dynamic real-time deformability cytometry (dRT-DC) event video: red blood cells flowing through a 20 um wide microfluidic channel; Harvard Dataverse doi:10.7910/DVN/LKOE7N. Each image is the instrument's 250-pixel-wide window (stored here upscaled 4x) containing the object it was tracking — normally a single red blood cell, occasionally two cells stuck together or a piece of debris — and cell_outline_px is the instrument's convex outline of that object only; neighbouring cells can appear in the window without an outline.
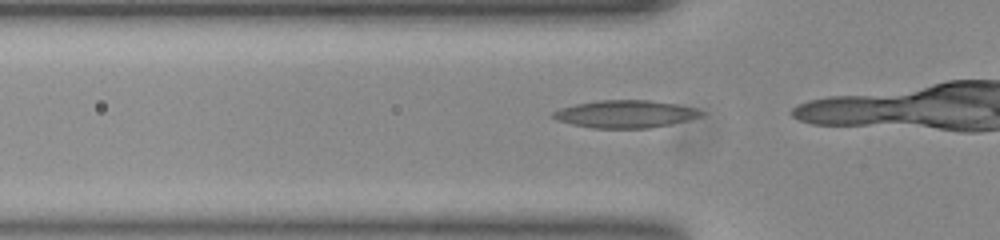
{"species": "common noctule bat (a hibernating species)", "species_latin": "Nyctalus noctula", "temperature_condition": "room temperature", "stored_images_in_passage": 6, "camera_frame_rate_fps": 3000, "um_per_image_px": 0.085, "animal": {"sex": "female", "body_mass_g": 23.0, "forearm_length_mm": 53.4}, "frame": {"image": 1, "passage_image": 4, "time_ms": 1.0, "image_size_px": [1000, 240], "cell_outline_px": [[704, 112], [700, 116], [688, 120], [648, 128], [592, 128], [572, 124], [556, 120], [552, 116], [552, 112], [560, 108], [576, 104], [596, 100], [648, 100], [676, 104], [696, 108]], "centroid_in_image_um": [53.12, 9.69], "position_along_channel_um": 72.7, "area_um2": 23.64}}